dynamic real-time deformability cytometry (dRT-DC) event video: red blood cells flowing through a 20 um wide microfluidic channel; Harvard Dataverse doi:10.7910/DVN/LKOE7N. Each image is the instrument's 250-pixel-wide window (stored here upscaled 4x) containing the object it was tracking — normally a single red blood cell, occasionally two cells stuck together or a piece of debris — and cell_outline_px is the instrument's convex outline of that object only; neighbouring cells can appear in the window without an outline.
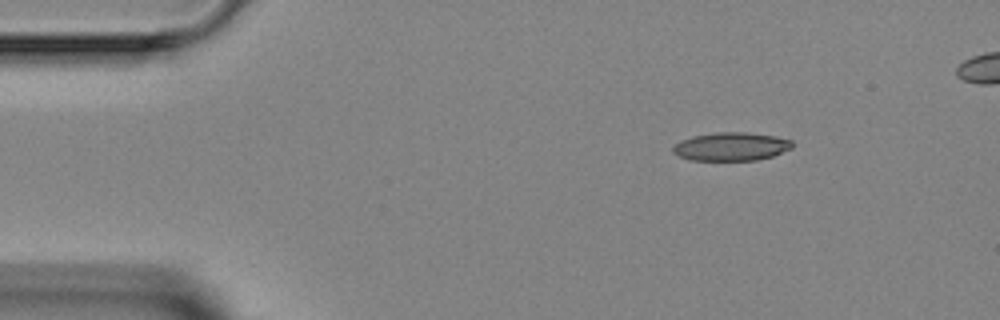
{"species": "Egyptian fruit bat (a non-hibernating species)", "species_latin": "Rousettus aegyptiacus", "temperature_condition": "room temperature", "stored_images_in_passage": 3, "camera_frame_rate_fps": 3000, "um_per_image_px": 0.085, "animal": {"sex": "female"}, "frame": {"image": 1, "passage_image": 1, "time_ms": 0.0, "image_size_px": [1000, 320], "cell_outline_px": [[792, 148], [772, 156], [756, 160], [688, 160], [672, 152], [672, 148], [680, 140], [692, 136], [716, 132], [748, 132], [776, 136], [792, 140]], "centroid_in_image_um": [62.14, 12.45], "position_along_channel_um": 22.9, "area_um2": 19.77}}